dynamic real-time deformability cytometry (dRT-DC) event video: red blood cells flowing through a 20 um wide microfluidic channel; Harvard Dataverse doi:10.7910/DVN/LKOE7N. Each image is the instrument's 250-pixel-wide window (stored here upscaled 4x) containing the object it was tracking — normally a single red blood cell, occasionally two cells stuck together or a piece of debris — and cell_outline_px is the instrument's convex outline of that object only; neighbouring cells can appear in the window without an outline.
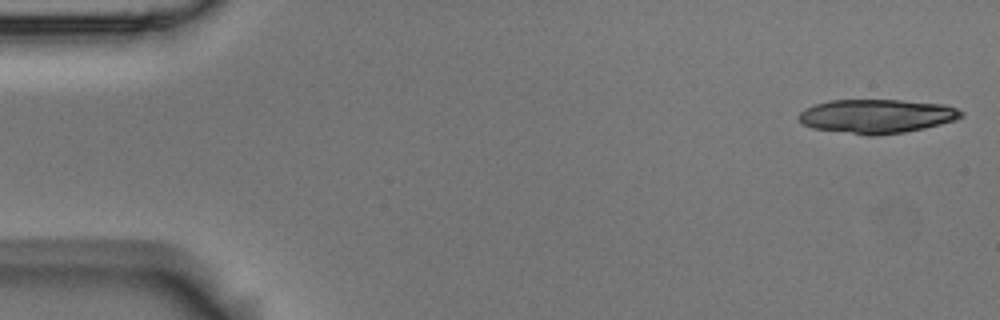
{"species": "Egyptian fruit bat (a non-hibernating species)", "species_latin": "Rousettus aegyptiacus", "temperature_condition": "room temperature", "stored_images_in_passage": 5, "camera_frame_rate_fps": 3000, "um_per_image_px": 0.085, "animal": {"sex": "male"}, "frame": {"image": 1, "passage_image": 1, "time_ms": 0.0, "image_size_px": [1000, 320], "cell_outline_px": [[964, 116], [956, 120], [924, 128], [904, 132], [872, 136], [868, 136], [812, 128], [800, 124], [796, 116], [804, 108], [828, 100], [900, 100], [948, 104], [964, 112]], "centroid_in_image_um": [74.5, 9.87], "position_along_channel_um": 10.5, "area_um2": 32.6}}